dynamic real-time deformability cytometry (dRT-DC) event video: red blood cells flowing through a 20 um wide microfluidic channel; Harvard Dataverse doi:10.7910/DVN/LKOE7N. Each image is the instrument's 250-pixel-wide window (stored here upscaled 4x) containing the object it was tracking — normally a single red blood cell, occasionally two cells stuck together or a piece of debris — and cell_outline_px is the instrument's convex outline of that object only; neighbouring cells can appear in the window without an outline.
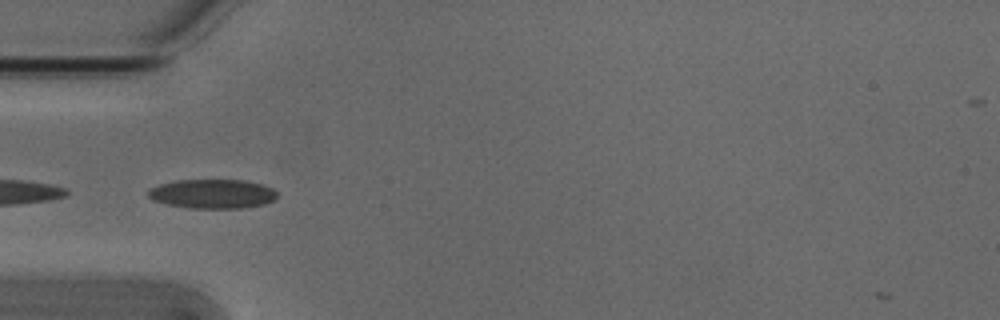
{"species": "Egyptian fruit bat (a non-hibernating species)", "species_latin": "Rousettus aegyptiacus", "temperature_condition": "cold", "stored_images_in_passage": 25, "camera_frame_rate_fps": 3000, "um_per_image_px": 0.085, "animal": {"sex": "male"}, "frame": {"image": 1, "passage_image": 1, "time_ms": 0.0, "image_size_px": [1000, 320], "cell_outline_px": [[276, 200], [264, 204], [240, 208], [188, 208], [168, 204], [152, 200], [148, 196], [148, 192], [152, 188], [160, 184], [176, 180], [244, 180], [260, 184], [272, 188], [276, 192]], "centroid_in_image_um": [18.07, 16.48], "position_along_channel_um": 66.9, "area_um2": 21.85}}
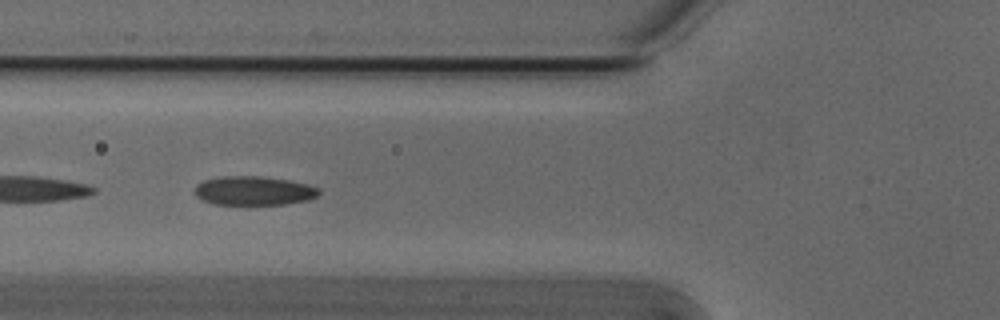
{"frame": {"image": 2, "passage_image": 4, "time_ms": 1.0, "image_size_px": [1000, 320], "cell_outline_px": [[320, 192], [316, 196], [308, 200], [284, 204], [216, 204], [204, 200], [196, 196], [196, 184], [204, 180], [224, 176], [260, 176], [288, 180], [308, 184], [320, 188]], "centroid_in_image_um": [21.6, 16.2], "position_along_channel_um": 104.2, "area_um2": 20.81}}
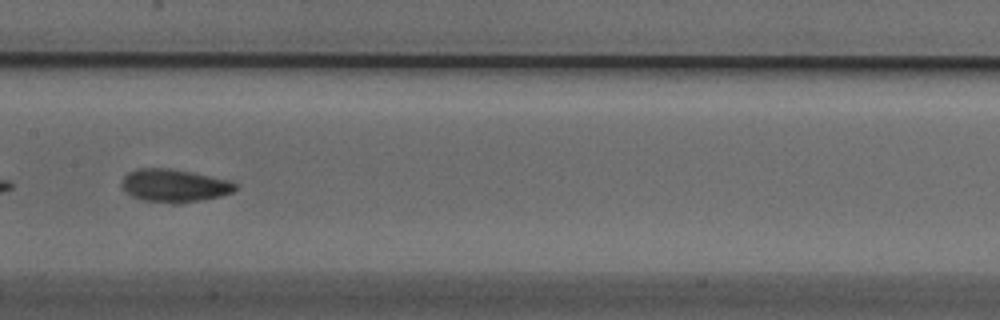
{"frame": {"image": 3, "passage_image": 11, "time_ms": 3.333, "image_size_px": [1000, 320], "cell_outline_px": [[236, 188], [232, 192], [220, 196], [200, 200], [140, 200], [132, 196], [120, 184], [124, 176], [128, 172], [136, 168], [168, 168], [192, 172], [228, 180], [236, 184]], "centroid_in_image_um": [14.78, 15.72], "position_along_channel_um": 192.6, "area_um2": 20.87}, "authors_computed_cell_mechanics": {"area_um2": 20.8658, "velocity_mm_per_s": 3.7801, "shape_relaxation_time_tau1_ms": 10.1586, "shape_relaxation_time_tau2_ms": 2.7764, "deformation_change_tau1": 0.2108, "deformation_change_tau2": 0.0669}}